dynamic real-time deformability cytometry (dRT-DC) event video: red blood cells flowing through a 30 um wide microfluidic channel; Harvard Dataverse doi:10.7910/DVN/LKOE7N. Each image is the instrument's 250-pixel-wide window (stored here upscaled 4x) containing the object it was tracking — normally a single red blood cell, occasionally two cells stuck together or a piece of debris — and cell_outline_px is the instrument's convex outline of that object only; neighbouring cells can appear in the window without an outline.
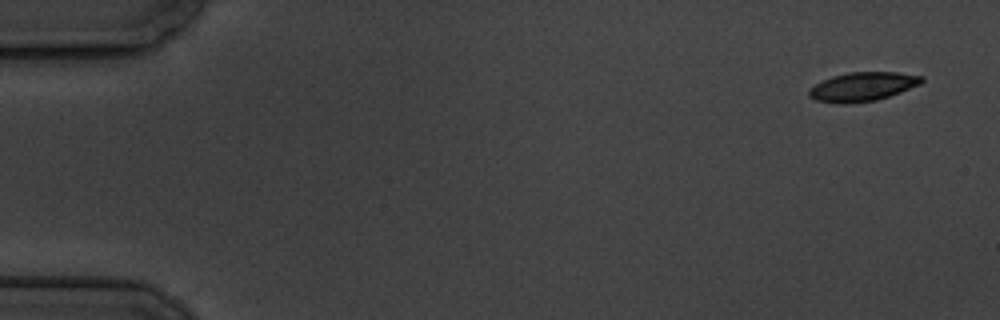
{"species": "common noctule bat (a hibernating species)", "species_latin": "Nyctalus noctula", "temperature_condition": "cold", "stored_images_in_passage": 6, "camera_frame_rate_fps": 3000, "um_per_image_px": 0.085, "animal": {"sex": "male", "body_mass_g": 19.5, "forearm_length_mm": 54.6}, "frame": {"image": 1, "passage_image": 6, "time_ms": 6.667, "image_size_px": [1000, 320], "cell_outline_px": [[924, 80], [920, 84], [900, 92], [876, 100], [848, 104], [840, 104], [816, 100], [808, 96], [808, 92], [816, 84], [832, 76], [848, 72], [896, 72], [924, 76]], "centroid_in_image_um": [73.33, 7.36], "position_along_channel_um": 11.7, "area_um2": 18.9}}